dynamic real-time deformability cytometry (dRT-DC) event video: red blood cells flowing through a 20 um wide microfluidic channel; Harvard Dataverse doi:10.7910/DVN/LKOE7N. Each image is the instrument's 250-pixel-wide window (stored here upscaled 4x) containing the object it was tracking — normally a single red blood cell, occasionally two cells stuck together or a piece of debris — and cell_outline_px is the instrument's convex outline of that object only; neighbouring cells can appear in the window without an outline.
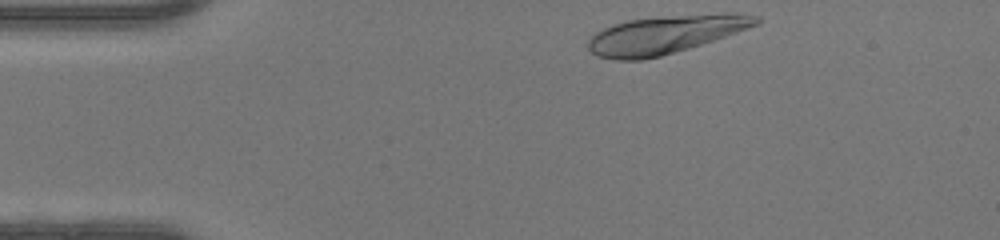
{"species": "human", "species_latin": "Homo sapiens", "temperature_condition": "warm", "stored_images_in_passage": 33, "camera_frame_rate_fps": 3000, "um_per_image_px": 0.085, "donor": {"sex": "female"}, "frame": {"image": 1, "passage_image": 1, "time_ms": 0.0, "image_size_px": [1000, 240], "cell_outline_px": [[764, 20], [760, 24], [688, 48], [660, 56], [640, 60], [616, 60], [596, 56], [588, 48], [588, 40], [596, 32], [612, 24], [628, 20], [668, 16], [728, 12], [740, 12], [760, 16]], "centroid_in_image_um": [56.59, 2.92], "position_along_channel_um": 28.4, "area_um2": 37.34}}
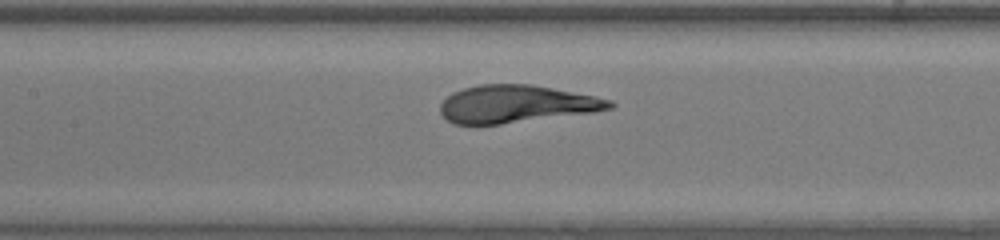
{"frame": {"image": 2, "passage_image": 15, "time_ms": 4.667, "image_size_px": [1000, 240], "cell_outline_px": [[616, 104], [612, 108], [592, 112], [500, 124], [456, 124], [448, 120], [440, 112], [440, 104], [452, 92], [464, 88], [480, 84], [532, 84], [596, 96], [612, 100]], "centroid_in_image_um": [43.9, 8.83], "position_along_channel_um": 163.5, "area_um2": 36.88}}
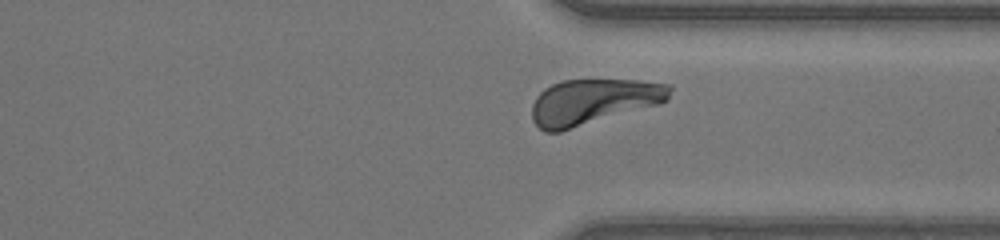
{"frame": {"image": 3, "passage_image": 29, "time_ms": 9.333, "image_size_px": [1000, 240], "cell_outline_px": [[672, 88], [668, 100], [660, 104], [560, 132], [544, 132], [532, 120], [532, 104], [536, 96], [544, 88], [560, 80], [636, 80], [672, 84]], "centroid_in_image_um": [50.43, 8.64], "position_along_channel_um": 361.0, "area_um2": 36.88}, "authors_computed_cell_mechanics": {"area_um2": 37.2232, "velocity_mm_per_s": 4.2293, "shape_relaxation_time_tau1_ms": 2.5834, "shape_relaxation_time_tau2_ms": null, "deformation_change_tau1": 0.1869, "deformation_change_tau2": null}}